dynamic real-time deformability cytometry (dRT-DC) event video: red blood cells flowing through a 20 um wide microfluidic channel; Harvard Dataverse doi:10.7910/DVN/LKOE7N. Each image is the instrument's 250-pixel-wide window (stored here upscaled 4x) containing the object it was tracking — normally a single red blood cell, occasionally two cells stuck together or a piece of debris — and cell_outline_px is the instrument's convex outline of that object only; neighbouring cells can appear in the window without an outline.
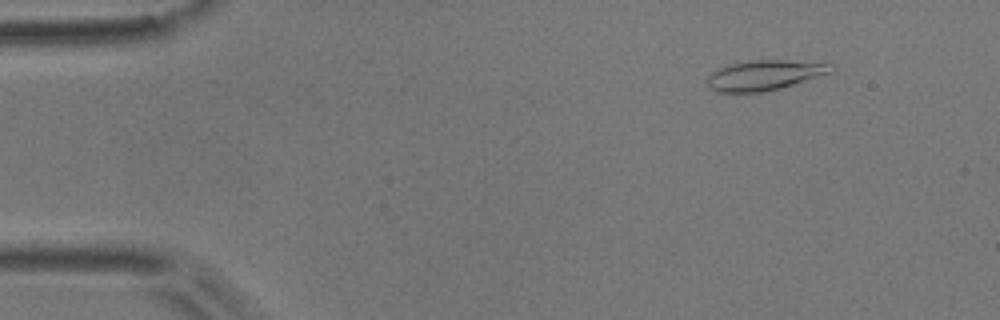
{"species": "common noctule bat (a hibernating species)", "species_latin": "Nyctalus noctula", "temperature_condition": "room temperature", "stored_images_in_passage": 6, "camera_frame_rate_fps": 3000, "um_per_image_px": 0.085, "animal": {"sex": "male", "body_mass_g": 17.9}, "frame": {"image": 1, "passage_image": 2, "time_ms": 0.333, "image_size_px": [1000, 320], "cell_outline_px": [[836, 68], [832, 72], [780, 88], [760, 92], [716, 92], [708, 88], [708, 76], [712, 72], [720, 68], [732, 64], [748, 60], [784, 60], [832, 64]], "centroid_in_image_um": [64.97, 6.39], "position_along_channel_um": 20.0, "area_um2": 21.44}}
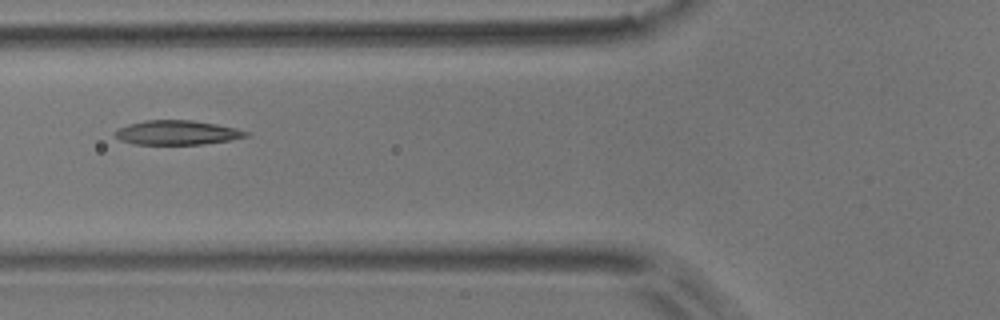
{"frame": {"image": 2, "passage_image": 6, "time_ms": 1.667, "image_size_px": [1000, 320], "cell_outline_px": [[248, 136], [228, 140], [204, 144], [132, 144], [120, 140], [112, 132], [116, 128], [128, 124], [144, 120], [192, 120], [216, 124], [236, 128], [248, 132]], "centroid_in_image_um": [14.98, 11.26], "position_along_channel_um": 110.8, "area_um2": 18.61}}